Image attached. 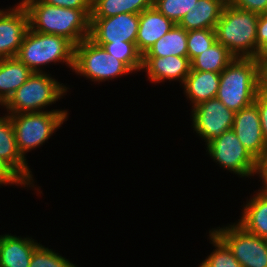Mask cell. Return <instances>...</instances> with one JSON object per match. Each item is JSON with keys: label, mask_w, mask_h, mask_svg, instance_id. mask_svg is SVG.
<instances>
[{"label": "cell", "mask_w": 267, "mask_h": 267, "mask_svg": "<svg viewBox=\"0 0 267 267\" xmlns=\"http://www.w3.org/2000/svg\"><path fill=\"white\" fill-rule=\"evenodd\" d=\"M29 15V27L38 33L61 35L78 45L90 34L91 9L63 8L38 0H21Z\"/></svg>", "instance_id": "obj_1"}, {"label": "cell", "mask_w": 267, "mask_h": 267, "mask_svg": "<svg viewBox=\"0 0 267 267\" xmlns=\"http://www.w3.org/2000/svg\"><path fill=\"white\" fill-rule=\"evenodd\" d=\"M259 91L260 68L256 58H234L220 73L216 98L237 112L252 105Z\"/></svg>", "instance_id": "obj_2"}, {"label": "cell", "mask_w": 267, "mask_h": 267, "mask_svg": "<svg viewBox=\"0 0 267 267\" xmlns=\"http://www.w3.org/2000/svg\"><path fill=\"white\" fill-rule=\"evenodd\" d=\"M259 14L226 3L215 26L216 41L235 58H256Z\"/></svg>", "instance_id": "obj_3"}, {"label": "cell", "mask_w": 267, "mask_h": 267, "mask_svg": "<svg viewBox=\"0 0 267 267\" xmlns=\"http://www.w3.org/2000/svg\"><path fill=\"white\" fill-rule=\"evenodd\" d=\"M74 48L75 45L61 35L38 33L29 28L16 57L33 73H44V66L59 63L73 70Z\"/></svg>", "instance_id": "obj_4"}, {"label": "cell", "mask_w": 267, "mask_h": 267, "mask_svg": "<svg viewBox=\"0 0 267 267\" xmlns=\"http://www.w3.org/2000/svg\"><path fill=\"white\" fill-rule=\"evenodd\" d=\"M51 76L48 72L32 73L2 106L6 110V114L46 111L44 109H47L48 106L63 99L70 88Z\"/></svg>", "instance_id": "obj_5"}, {"label": "cell", "mask_w": 267, "mask_h": 267, "mask_svg": "<svg viewBox=\"0 0 267 267\" xmlns=\"http://www.w3.org/2000/svg\"><path fill=\"white\" fill-rule=\"evenodd\" d=\"M8 115L14 128L18 150L27 160L26 154L48 142L57 129L67 121L69 113L68 109H51Z\"/></svg>", "instance_id": "obj_6"}, {"label": "cell", "mask_w": 267, "mask_h": 267, "mask_svg": "<svg viewBox=\"0 0 267 267\" xmlns=\"http://www.w3.org/2000/svg\"><path fill=\"white\" fill-rule=\"evenodd\" d=\"M72 72L98 84L133 73L122 61L89 38L75 45Z\"/></svg>", "instance_id": "obj_7"}, {"label": "cell", "mask_w": 267, "mask_h": 267, "mask_svg": "<svg viewBox=\"0 0 267 267\" xmlns=\"http://www.w3.org/2000/svg\"><path fill=\"white\" fill-rule=\"evenodd\" d=\"M206 146V154L218 166L227 169L239 178H252L256 170V159L243 146L233 129L211 140Z\"/></svg>", "instance_id": "obj_8"}, {"label": "cell", "mask_w": 267, "mask_h": 267, "mask_svg": "<svg viewBox=\"0 0 267 267\" xmlns=\"http://www.w3.org/2000/svg\"><path fill=\"white\" fill-rule=\"evenodd\" d=\"M242 267H267V239L245 231L236 222L211 229Z\"/></svg>", "instance_id": "obj_9"}, {"label": "cell", "mask_w": 267, "mask_h": 267, "mask_svg": "<svg viewBox=\"0 0 267 267\" xmlns=\"http://www.w3.org/2000/svg\"><path fill=\"white\" fill-rule=\"evenodd\" d=\"M190 110L193 133L196 132L205 145L233 127L235 112L217 98L209 99Z\"/></svg>", "instance_id": "obj_10"}, {"label": "cell", "mask_w": 267, "mask_h": 267, "mask_svg": "<svg viewBox=\"0 0 267 267\" xmlns=\"http://www.w3.org/2000/svg\"><path fill=\"white\" fill-rule=\"evenodd\" d=\"M139 14L123 13L107 18H90L89 39L95 44L130 42L136 45Z\"/></svg>", "instance_id": "obj_11"}, {"label": "cell", "mask_w": 267, "mask_h": 267, "mask_svg": "<svg viewBox=\"0 0 267 267\" xmlns=\"http://www.w3.org/2000/svg\"><path fill=\"white\" fill-rule=\"evenodd\" d=\"M16 4L0 9V59L16 57L30 28L26 8L20 1Z\"/></svg>", "instance_id": "obj_12"}, {"label": "cell", "mask_w": 267, "mask_h": 267, "mask_svg": "<svg viewBox=\"0 0 267 267\" xmlns=\"http://www.w3.org/2000/svg\"><path fill=\"white\" fill-rule=\"evenodd\" d=\"M232 129L243 146L257 159L267 143L262 133L259 111L254 103L235 112Z\"/></svg>", "instance_id": "obj_13"}, {"label": "cell", "mask_w": 267, "mask_h": 267, "mask_svg": "<svg viewBox=\"0 0 267 267\" xmlns=\"http://www.w3.org/2000/svg\"><path fill=\"white\" fill-rule=\"evenodd\" d=\"M142 72L144 71L147 80L159 84L167 80L179 81L182 85L190 73L191 61L188 57L169 55L167 57H143Z\"/></svg>", "instance_id": "obj_14"}, {"label": "cell", "mask_w": 267, "mask_h": 267, "mask_svg": "<svg viewBox=\"0 0 267 267\" xmlns=\"http://www.w3.org/2000/svg\"><path fill=\"white\" fill-rule=\"evenodd\" d=\"M0 158L7 162L30 186L40 194V187L35 185L32 169L18 150L14 128L8 114L0 117ZM37 186V187H35ZM39 187V188H38Z\"/></svg>", "instance_id": "obj_15"}, {"label": "cell", "mask_w": 267, "mask_h": 267, "mask_svg": "<svg viewBox=\"0 0 267 267\" xmlns=\"http://www.w3.org/2000/svg\"><path fill=\"white\" fill-rule=\"evenodd\" d=\"M175 24L153 6L139 14L136 48L143 56L155 42L167 34Z\"/></svg>", "instance_id": "obj_16"}, {"label": "cell", "mask_w": 267, "mask_h": 267, "mask_svg": "<svg viewBox=\"0 0 267 267\" xmlns=\"http://www.w3.org/2000/svg\"><path fill=\"white\" fill-rule=\"evenodd\" d=\"M40 245L32 237L0 235V267H29L34 250Z\"/></svg>", "instance_id": "obj_17"}, {"label": "cell", "mask_w": 267, "mask_h": 267, "mask_svg": "<svg viewBox=\"0 0 267 267\" xmlns=\"http://www.w3.org/2000/svg\"><path fill=\"white\" fill-rule=\"evenodd\" d=\"M254 193L243 203L240 219L236 223L245 231L267 239V190L259 189Z\"/></svg>", "instance_id": "obj_18"}, {"label": "cell", "mask_w": 267, "mask_h": 267, "mask_svg": "<svg viewBox=\"0 0 267 267\" xmlns=\"http://www.w3.org/2000/svg\"><path fill=\"white\" fill-rule=\"evenodd\" d=\"M220 84V73L210 71H194L185 78L181 85L184 96L192 104V108L209 100L216 98Z\"/></svg>", "instance_id": "obj_19"}, {"label": "cell", "mask_w": 267, "mask_h": 267, "mask_svg": "<svg viewBox=\"0 0 267 267\" xmlns=\"http://www.w3.org/2000/svg\"><path fill=\"white\" fill-rule=\"evenodd\" d=\"M226 3V0H198L177 25L186 31L215 29Z\"/></svg>", "instance_id": "obj_20"}, {"label": "cell", "mask_w": 267, "mask_h": 267, "mask_svg": "<svg viewBox=\"0 0 267 267\" xmlns=\"http://www.w3.org/2000/svg\"><path fill=\"white\" fill-rule=\"evenodd\" d=\"M32 73L17 57L0 59V103L4 105Z\"/></svg>", "instance_id": "obj_21"}, {"label": "cell", "mask_w": 267, "mask_h": 267, "mask_svg": "<svg viewBox=\"0 0 267 267\" xmlns=\"http://www.w3.org/2000/svg\"><path fill=\"white\" fill-rule=\"evenodd\" d=\"M188 31L175 25L167 34L154 43L143 57H167L169 55L188 57Z\"/></svg>", "instance_id": "obj_22"}, {"label": "cell", "mask_w": 267, "mask_h": 267, "mask_svg": "<svg viewBox=\"0 0 267 267\" xmlns=\"http://www.w3.org/2000/svg\"><path fill=\"white\" fill-rule=\"evenodd\" d=\"M153 6V0H95L90 18H107L123 13L140 14Z\"/></svg>", "instance_id": "obj_23"}, {"label": "cell", "mask_w": 267, "mask_h": 267, "mask_svg": "<svg viewBox=\"0 0 267 267\" xmlns=\"http://www.w3.org/2000/svg\"><path fill=\"white\" fill-rule=\"evenodd\" d=\"M234 58L227 48L216 41L208 50H205L191 61V69L221 73Z\"/></svg>", "instance_id": "obj_24"}, {"label": "cell", "mask_w": 267, "mask_h": 267, "mask_svg": "<svg viewBox=\"0 0 267 267\" xmlns=\"http://www.w3.org/2000/svg\"><path fill=\"white\" fill-rule=\"evenodd\" d=\"M208 239L215 249L199 264L201 267H242L228 246L212 230H209Z\"/></svg>", "instance_id": "obj_25"}, {"label": "cell", "mask_w": 267, "mask_h": 267, "mask_svg": "<svg viewBox=\"0 0 267 267\" xmlns=\"http://www.w3.org/2000/svg\"><path fill=\"white\" fill-rule=\"evenodd\" d=\"M102 46L108 54H112L119 61H122L133 73L141 72L142 58L134 43H109L97 44Z\"/></svg>", "instance_id": "obj_26"}, {"label": "cell", "mask_w": 267, "mask_h": 267, "mask_svg": "<svg viewBox=\"0 0 267 267\" xmlns=\"http://www.w3.org/2000/svg\"><path fill=\"white\" fill-rule=\"evenodd\" d=\"M198 0H153V7L177 25Z\"/></svg>", "instance_id": "obj_27"}, {"label": "cell", "mask_w": 267, "mask_h": 267, "mask_svg": "<svg viewBox=\"0 0 267 267\" xmlns=\"http://www.w3.org/2000/svg\"><path fill=\"white\" fill-rule=\"evenodd\" d=\"M216 42L215 29H197L188 31V58L192 61L196 56L208 50Z\"/></svg>", "instance_id": "obj_28"}, {"label": "cell", "mask_w": 267, "mask_h": 267, "mask_svg": "<svg viewBox=\"0 0 267 267\" xmlns=\"http://www.w3.org/2000/svg\"><path fill=\"white\" fill-rule=\"evenodd\" d=\"M55 251L40 244L32 254L29 267H78Z\"/></svg>", "instance_id": "obj_29"}, {"label": "cell", "mask_w": 267, "mask_h": 267, "mask_svg": "<svg viewBox=\"0 0 267 267\" xmlns=\"http://www.w3.org/2000/svg\"><path fill=\"white\" fill-rule=\"evenodd\" d=\"M3 185L31 188V186L7 162L0 158V187Z\"/></svg>", "instance_id": "obj_30"}, {"label": "cell", "mask_w": 267, "mask_h": 267, "mask_svg": "<svg viewBox=\"0 0 267 267\" xmlns=\"http://www.w3.org/2000/svg\"><path fill=\"white\" fill-rule=\"evenodd\" d=\"M234 7L257 14L267 13V0H228Z\"/></svg>", "instance_id": "obj_31"}, {"label": "cell", "mask_w": 267, "mask_h": 267, "mask_svg": "<svg viewBox=\"0 0 267 267\" xmlns=\"http://www.w3.org/2000/svg\"><path fill=\"white\" fill-rule=\"evenodd\" d=\"M254 104L258 108L262 133L267 143V93L260 90L256 95Z\"/></svg>", "instance_id": "obj_32"}, {"label": "cell", "mask_w": 267, "mask_h": 267, "mask_svg": "<svg viewBox=\"0 0 267 267\" xmlns=\"http://www.w3.org/2000/svg\"><path fill=\"white\" fill-rule=\"evenodd\" d=\"M38 1L63 8L91 9V2L89 0H38Z\"/></svg>", "instance_id": "obj_33"}, {"label": "cell", "mask_w": 267, "mask_h": 267, "mask_svg": "<svg viewBox=\"0 0 267 267\" xmlns=\"http://www.w3.org/2000/svg\"><path fill=\"white\" fill-rule=\"evenodd\" d=\"M255 175L262 180V186L259 189L267 190V146L256 159Z\"/></svg>", "instance_id": "obj_34"}, {"label": "cell", "mask_w": 267, "mask_h": 267, "mask_svg": "<svg viewBox=\"0 0 267 267\" xmlns=\"http://www.w3.org/2000/svg\"><path fill=\"white\" fill-rule=\"evenodd\" d=\"M267 42V13L259 14L256 33V56L259 48Z\"/></svg>", "instance_id": "obj_35"}, {"label": "cell", "mask_w": 267, "mask_h": 267, "mask_svg": "<svg viewBox=\"0 0 267 267\" xmlns=\"http://www.w3.org/2000/svg\"><path fill=\"white\" fill-rule=\"evenodd\" d=\"M256 61L259 65V68H261L267 62V42L259 48Z\"/></svg>", "instance_id": "obj_36"}, {"label": "cell", "mask_w": 267, "mask_h": 267, "mask_svg": "<svg viewBox=\"0 0 267 267\" xmlns=\"http://www.w3.org/2000/svg\"><path fill=\"white\" fill-rule=\"evenodd\" d=\"M260 90L267 93V62L260 68Z\"/></svg>", "instance_id": "obj_37"}]
</instances>
